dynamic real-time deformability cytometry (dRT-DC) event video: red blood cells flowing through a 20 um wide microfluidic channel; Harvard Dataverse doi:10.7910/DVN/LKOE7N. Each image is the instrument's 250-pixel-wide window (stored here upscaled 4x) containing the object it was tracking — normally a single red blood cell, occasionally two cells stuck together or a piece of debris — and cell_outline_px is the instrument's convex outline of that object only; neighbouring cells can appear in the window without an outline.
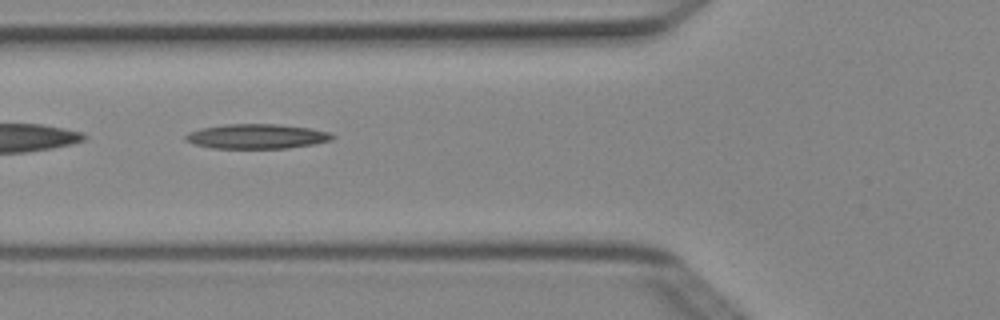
{"species": "Egyptian fruit bat (a non-hibernating species)", "species_latin": "Rousettus aegyptiacus", "temperature_condition": "cold", "stored_images_in_passage": 5, "camera_frame_rate_fps": 3000, "um_per_image_px": 0.085, "animal": {"sex": "female"}, "frame": {"image": 1, "passage_image": 2, "time_ms": 0.333, "image_size_px": [1000, 320], "cell_outline_px": [[336, 136], [332, 140], [312, 144], [288, 148], [212, 148], [196, 144], [184, 140], [184, 136], [188, 132], [200, 128], [224, 124], [276, 124], [312, 128], [328, 132]], "centroid_in_image_um": [21.81, 11.58], "position_along_channel_um": 104.0, "area_um2": 21.15}}
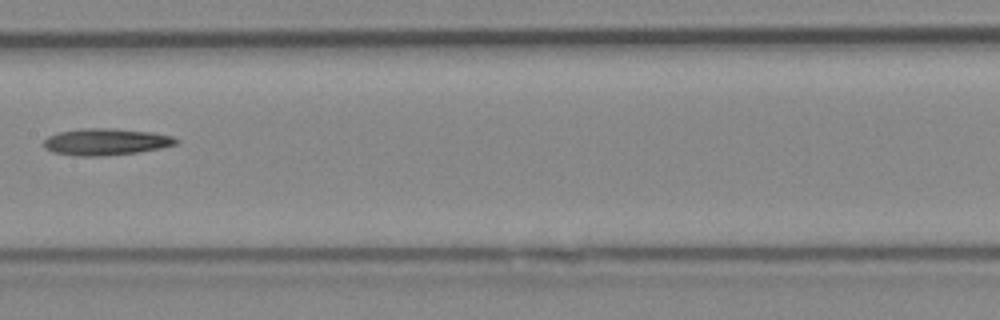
{"frame": {"image": 2, "passage_image": 4, "time_ms": 1.0, "image_size_px": [1000, 320], "cell_outline_px": [[180, 140], [176, 144], [160, 148], [136, 152], [104, 156], [76, 156], [52, 152], [44, 148], [44, 140], [48, 136], [60, 132], [80, 128], [112, 128], [152, 132], [172, 136]], "centroid_in_image_um": [8.98, 12.05], "position_along_channel_um": 198.4, "area_um2": 20.63}}
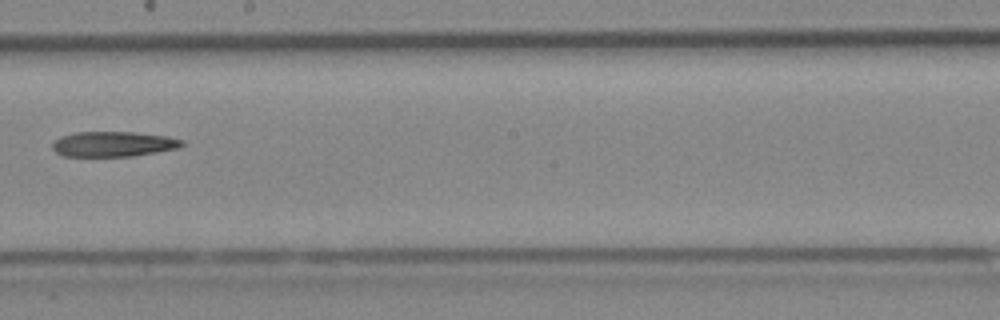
{"frame": {"image": 3, "passage_image": 5, "time_ms": 1.333, "image_size_px": [1000, 320], "cell_outline_px": [[184, 144], [180, 148], [132, 156], [64, 156], [56, 152], [52, 148], [52, 144], [60, 136], [76, 132], [132, 132], [168, 136], [184, 140]], "centroid_in_image_um": [9.66, 12.24], "position_along_channel_um": 238.5, "area_um2": 19.02}}